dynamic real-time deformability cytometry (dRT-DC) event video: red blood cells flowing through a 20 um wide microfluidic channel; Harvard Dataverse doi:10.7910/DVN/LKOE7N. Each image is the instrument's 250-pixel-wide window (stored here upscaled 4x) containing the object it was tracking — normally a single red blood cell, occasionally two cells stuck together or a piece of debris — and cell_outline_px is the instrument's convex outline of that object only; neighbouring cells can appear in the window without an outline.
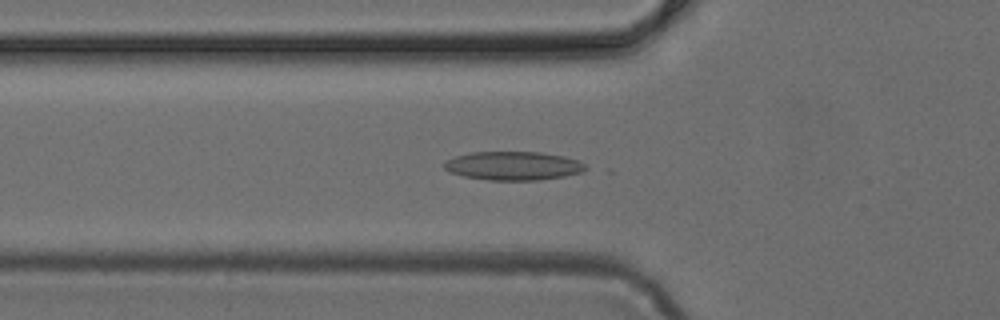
{"species": "common noctule bat (a hibernating species)", "species_latin": "Nyctalus noctula", "temperature_condition": "cold", "stored_images_in_passage": 49, "camera_frame_rate_fps": 3000, "um_per_image_px": 0.085, "animal": {"sex": "female", "body_mass_g": 24.6, "forearm_length_mm": 56.2}, "frame": {"image": 1, "passage_image": 17, "time_ms": 5.333, "image_size_px": [1000, 320], "cell_outline_px": [[592, 168], [584, 172], [564, 176], [536, 180], [488, 180], [464, 176], [448, 172], [444, 168], [444, 160], [456, 156], [472, 152], [540, 152], [560, 156], [576, 160]], "centroid_in_image_um": [43.62, 14.1], "position_along_channel_um": 82.2, "area_um2": 23.64}}
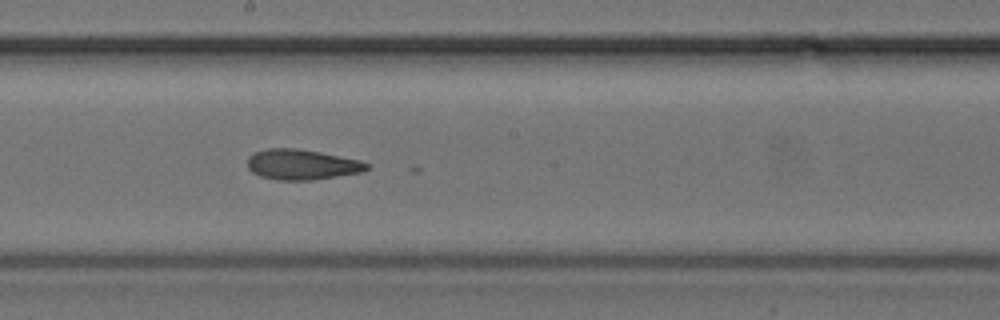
{"frame": {"image": 2, "passage_image": 27, "time_ms": 8.667, "image_size_px": [1000, 320], "cell_outline_px": [[372, 164], [368, 168], [360, 172], [312, 180], [276, 180], [260, 176], [252, 172], [248, 168], [248, 156], [256, 152], [268, 148], [296, 148], [320, 152], [360, 160]], "centroid_in_image_um": [25.65, 13.98], "position_along_channel_um": 222.6, "area_um2": 21.04}}
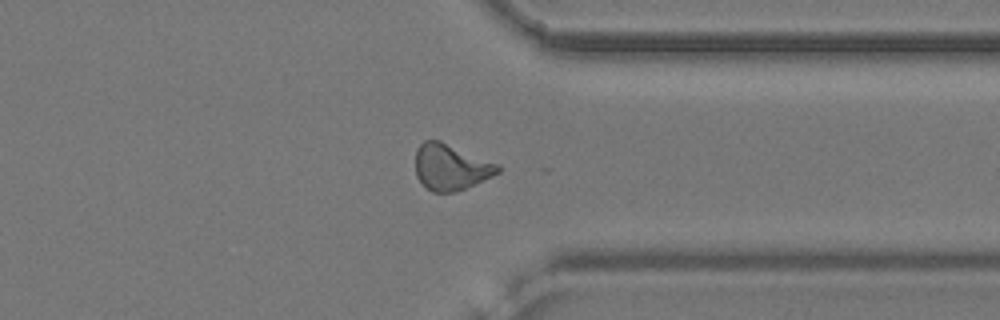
{"frame": {"image": 3, "passage_image": 38, "time_ms": 12.333, "image_size_px": [1000, 320], "cell_outline_px": [[500, 172], [492, 176], [464, 188], [452, 192], [432, 192], [416, 176], [416, 148], [424, 140], [440, 140], [500, 164]], "centroid_in_image_um": [38.32, 14.17], "position_along_channel_um": 373.1, "area_um2": 21.96}}